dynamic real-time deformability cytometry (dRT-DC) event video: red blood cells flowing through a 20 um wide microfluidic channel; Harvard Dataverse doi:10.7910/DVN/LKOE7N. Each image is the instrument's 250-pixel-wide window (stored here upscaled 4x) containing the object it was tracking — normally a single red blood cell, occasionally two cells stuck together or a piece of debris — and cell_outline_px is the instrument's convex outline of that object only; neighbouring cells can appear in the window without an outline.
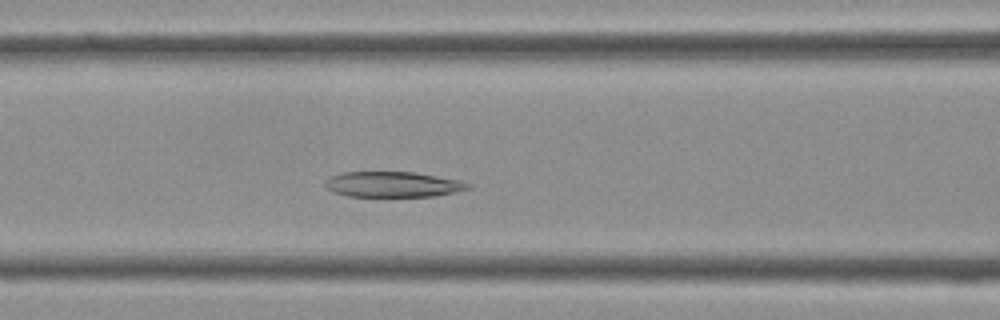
{"species": "Egyptian fruit bat (a non-hibernating species)", "species_latin": "Rousettus aegyptiacus", "temperature_condition": "cold", "stored_images_in_passage": 37, "camera_frame_rate_fps": 3000, "um_per_image_px": 0.085, "frame": {"image": 1, "passage_image": 13, "time_ms": 4.0, "image_size_px": [1000, 320], "cell_outline_px": [[472, 188], [436, 196], [348, 196], [332, 192], [324, 188], [324, 180], [332, 176], [344, 172], [412, 172], [460, 180], [472, 184]], "centroid_in_image_um": [33.37, 15.67], "position_along_channel_um": 133.2, "area_um2": 21.27}}
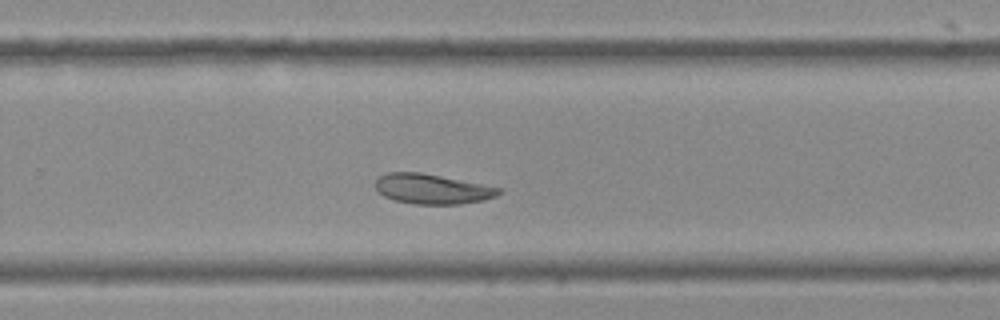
{"frame": {"image": 2, "passage_image": 23, "time_ms": 7.333, "image_size_px": [1000, 320], "cell_outline_px": [[504, 192], [496, 196], [480, 200], [460, 204], [416, 204], [396, 200], [384, 196], [376, 188], [376, 180], [380, 176], [388, 172], [420, 172], [504, 188]], "centroid_in_image_um": [36.78, 16.05], "position_along_channel_um": 293.0, "area_um2": 21.39}}
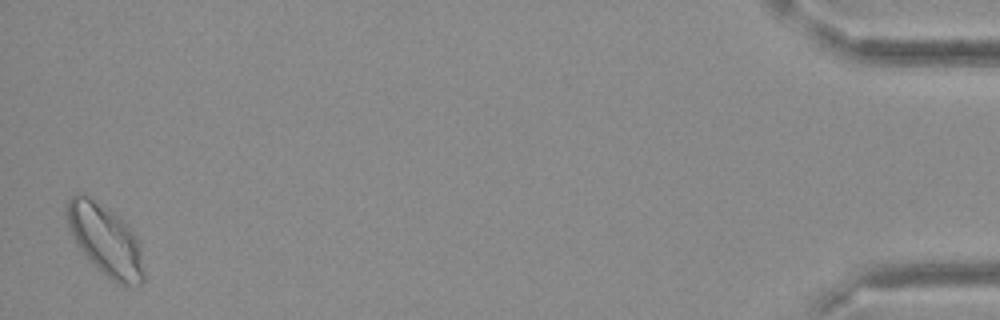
{"frame": {"image": 3, "passage_image": 37, "time_ms": 12.0, "image_size_px": [1000, 320], "cell_outline_px": [[144, 284], [120, 284], [112, 280], [76, 244], [72, 236], [68, 224], [64, 208], [64, 204], [76, 192], [80, 192], [88, 196], [120, 216], [128, 224], [140, 240], [144, 272]], "centroid_in_image_um": [8.97, 20.34], "position_along_channel_um": 426.2, "area_um2": 31.73}}